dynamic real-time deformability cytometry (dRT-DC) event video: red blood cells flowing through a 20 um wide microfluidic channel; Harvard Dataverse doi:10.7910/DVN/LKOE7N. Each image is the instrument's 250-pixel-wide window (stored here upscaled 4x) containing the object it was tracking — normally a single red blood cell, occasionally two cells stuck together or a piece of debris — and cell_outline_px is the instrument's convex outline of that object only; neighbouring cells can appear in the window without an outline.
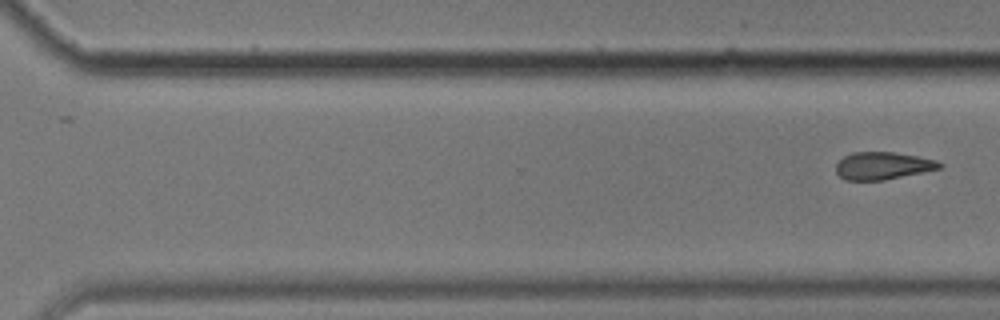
{"species": "common noctule bat (a hibernating species)", "species_latin": "Nyctalus noctula", "temperature_condition": "cold", "stored_images_in_passage": 11, "segment_of_instrument_passage": [2, 2], "camera_frame_rate_fps": 3000, "um_per_image_px": 0.085, "animal": {"sex": "male", "body_mass_g": 17.9}, "frame": {"image": 1, "passage_image": 11, "time_ms": 13.333, "image_size_px": [1000, 320], "cell_outline_px": [[944, 164], [940, 168], [884, 180], [844, 180], [836, 172], [836, 164], [844, 156], [852, 152], [896, 152], [936, 160]], "centroid_in_image_um": [75.01, 14.08], "position_along_channel_um": 295.6, "area_um2": 16.47}}